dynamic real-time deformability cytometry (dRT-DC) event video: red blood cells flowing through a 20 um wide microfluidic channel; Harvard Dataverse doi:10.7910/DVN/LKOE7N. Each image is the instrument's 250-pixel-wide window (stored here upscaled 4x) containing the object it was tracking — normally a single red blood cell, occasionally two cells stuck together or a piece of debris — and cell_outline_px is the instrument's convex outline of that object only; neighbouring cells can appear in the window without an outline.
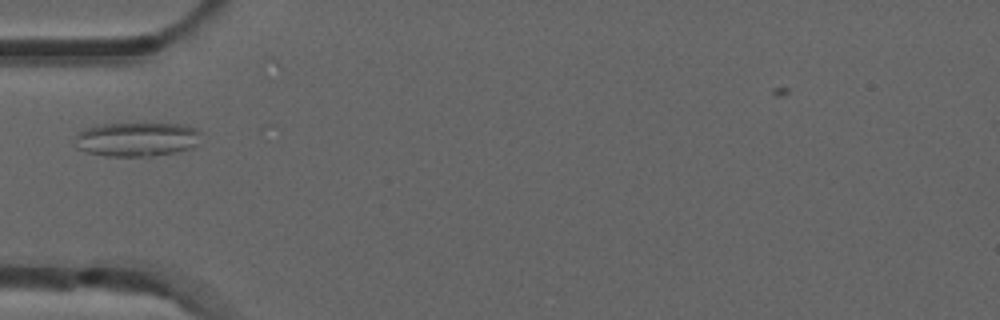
{"species": "common noctule bat (a hibernating species)", "species_latin": "Nyctalus noctula", "temperature_condition": "room temperature", "stored_images_in_passage": 2, "camera_frame_rate_fps": 3000, "um_per_image_px": 0.085, "animal": {"sex": "male", "forearm_length_mm": 52.5}, "frame": {"image": 1, "passage_image": 1, "time_ms": 0.0, "image_size_px": [1000, 320], "cell_outline_px": [[200, 144], [192, 148], [176, 152], [152, 156], [104, 156], [88, 152], [76, 148], [76, 136], [80, 132], [88, 128], [100, 124], [184, 124], [196, 128], [200, 132]], "centroid_in_image_um": [11.69, 11.85], "position_along_channel_um": 73.3, "area_um2": 25.14}}